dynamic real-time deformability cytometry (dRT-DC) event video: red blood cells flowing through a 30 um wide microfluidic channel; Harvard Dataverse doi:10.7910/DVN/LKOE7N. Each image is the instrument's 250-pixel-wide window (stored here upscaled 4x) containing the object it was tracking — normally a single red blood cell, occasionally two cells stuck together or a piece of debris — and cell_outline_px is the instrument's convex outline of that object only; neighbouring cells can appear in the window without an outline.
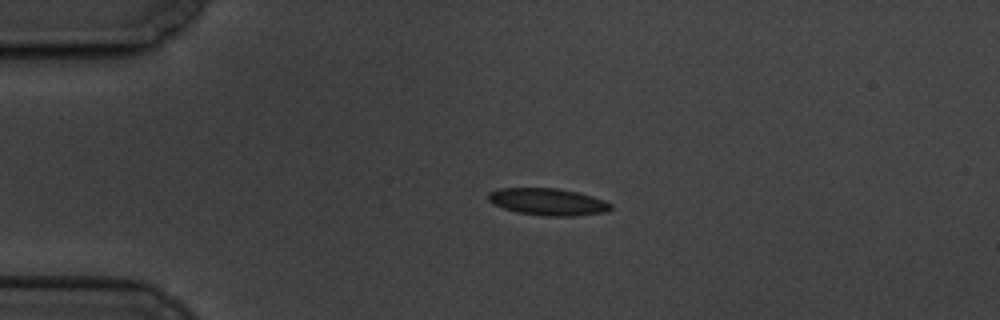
{"species": "common noctule bat (a hibernating species)", "species_latin": "Nyctalus noctula", "temperature_condition": "cold", "stored_images_in_passage": 10, "camera_frame_rate_fps": 3000, "um_per_image_px": 0.085, "animal": {"sex": "male", "body_mass_g": 19.5, "forearm_length_mm": 54.6}, "frame": {"image": 1, "passage_image": 2, "time_ms": 1.333, "image_size_px": [1000, 320], "cell_outline_px": [[612, 208], [608, 212], [576, 216], [544, 216], [516, 212], [492, 204], [488, 200], [488, 192], [500, 188], [556, 188], [580, 192], [604, 200], [612, 204]], "centroid_in_image_um": [46.59, 17.15], "position_along_channel_um": 38.4, "area_um2": 19.54}}
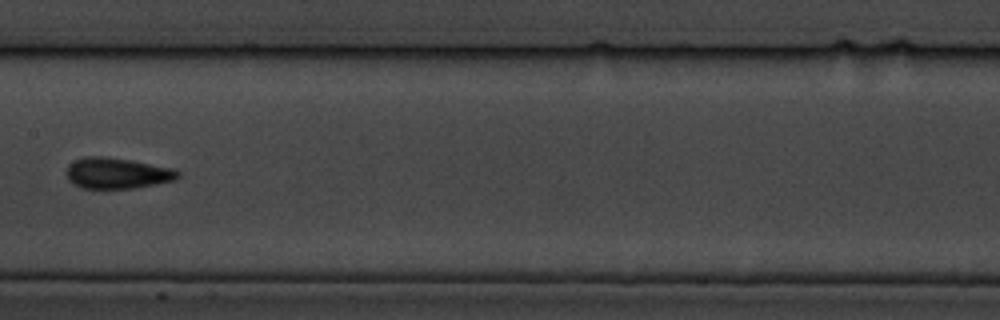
{"frame": {"image": 2, "passage_image": 7, "time_ms": 7.0, "image_size_px": [1000, 320], "cell_outline_px": [[180, 176], [176, 180], [156, 184], [132, 188], [80, 188], [72, 184], [68, 180], [68, 164], [84, 156], [104, 156], [132, 160], [172, 168], [180, 172]], "centroid_in_image_um": [9.96, 14.72], "position_along_channel_um": 197.4, "area_um2": 20.11}}
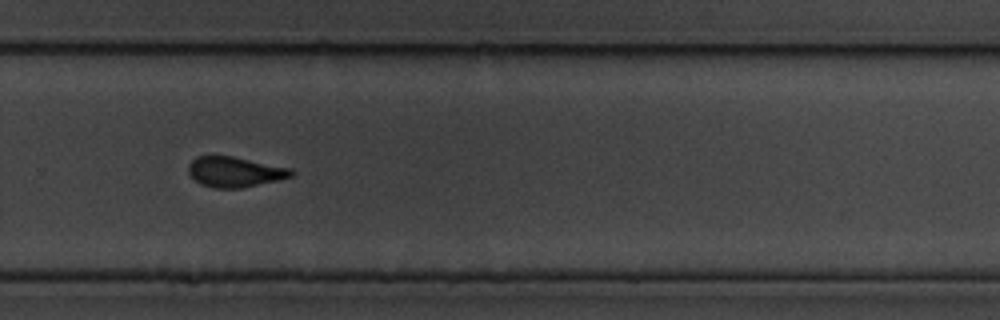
{"frame": {"image": 3, "passage_image": 10, "time_ms": 10.333, "image_size_px": [1000, 320], "cell_outline_px": [[296, 172], [292, 176], [244, 188], [212, 188], [200, 184], [188, 172], [188, 164], [196, 156], [232, 156], [292, 168]], "centroid_in_image_um": [19.96, 14.61], "position_along_channel_um": 309.8, "area_um2": 18.21}}